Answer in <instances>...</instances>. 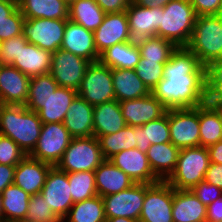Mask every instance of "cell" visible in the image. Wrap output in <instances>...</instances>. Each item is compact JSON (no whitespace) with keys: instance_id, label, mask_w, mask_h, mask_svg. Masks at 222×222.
<instances>
[{"instance_id":"obj_1","label":"cell","mask_w":222,"mask_h":222,"mask_svg":"<svg viewBox=\"0 0 222 222\" xmlns=\"http://www.w3.org/2000/svg\"><path fill=\"white\" fill-rule=\"evenodd\" d=\"M152 95L167 109L195 108L207 102L205 66L186 46L172 52L164 65L163 79Z\"/></svg>"},{"instance_id":"obj_2","label":"cell","mask_w":222,"mask_h":222,"mask_svg":"<svg viewBox=\"0 0 222 222\" xmlns=\"http://www.w3.org/2000/svg\"><path fill=\"white\" fill-rule=\"evenodd\" d=\"M42 122L24 105L0 104V135L11 138L27 155L35 148Z\"/></svg>"},{"instance_id":"obj_3","label":"cell","mask_w":222,"mask_h":222,"mask_svg":"<svg viewBox=\"0 0 222 222\" xmlns=\"http://www.w3.org/2000/svg\"><path fill=\"white\" fill-rule=\"evenodd\" d=\"M196 14L190 0H170L163 7L157 37L173 42L177 47L190 42Z\"/></svg>"},{"instance_id":"obj_4","label":"cell","mask_w":222,"mask_h":222,"mask_svg":"<svg viewBox=\"0 0 222 222\" xmlns=\"http://www.w3.org/2000/svg\"><path fill=\"white\" fill-rule=\"evenodd\" d=\"M186 47L204 66L222 58V14L197 16Z\"/></svg>"},{"instance_id":"obj_5","label":"cell","mask_w":222,"mask_h":222,"mask_svg":"<svg viewBox=\"0 0 222 222\" xmlns=\"http://www.w3.org/2000/svg\"><path fill=\"white\" fill-rule=\"evenodd\" d=\"M210 165L207 147L197 146L180 149L174 172L166 180L174 189L191 190L200 181Z\"/></svg>"},{"instance_id":"obj_6","label":"cell","mask_w":222,"mask_h":222,"mask_svg":"<svg viewBox=\"0 0 222 222\" xmlns=\"http://www.w3.org/2000/svg\"><path fill=\"white\" fill-rule=\"evenodd\" d=\"M104 160L98 138H72L56 167L66 173L95 171Z\"/></svg>"},{"instance_id":"obj_7","label":"cell","mask_w":222,"mask_h":222,"mask_svg":"<svg viewBox=\"0 0 222 222\" xmlns=\"http://www.w3.org/2000/svg\"><path fill=\"white\" fill-rule=\"evenodd\" d=\"M77 93L92 106L114 100L112 69L100 61L91 62Z\"/></svg>"},{"instance_id":"obj_8","label":"cell","mask_w":222,"mask_h":222,"mask_svg":"<svg viewBox=\"0 0 222 222\" xmlns=\"http://www.w3.org/2000/svg\"><path fill=\"white\" fill-rule=\"evenodd\" d=\"M72 138L63 123H42L37 144L29 156L56 166Z\"/></svg>"},{"instance_id":"obj_9","label":"cell","mask_w":222,"mask_h":222,"mask_svg":"<svg viewBox=\"0 0 222 222\" xmlns=\"http://www.w3.org/2000/svg\"><path fill=\"white\" fill-rule=\"evenodd\" d=\"M66 23L62 19H25L22 35L28 43L53 53L61 47Z\"/></svg>"},{"instance_id":"obj_10","label":"cell","mask_w":222,"mask_h":222,"mask_svg":"<svg viewBox=\"0 0 222 222\" xmlns=\"http://www.w3.org/2000/svg\"><path fill=\"white\" fill-rule=\"evenodd\" d=\"M170 141L177 148L200 146L199 106L169 109Z\"/></svg>"},{"instance_id":"obj_11","label":"cell","mask_w":222,"mask_h":222,"mask_svg":"<svg viewBox=\"0 0 222 222\" xmlns=\"http://www.w3.org/2000/svg\"><path fill=\"white\" fill-rule=\"evenodd\" d=\"M173 187L166 181L146 184L139 222H173Z\"/></svg>"},{"instance_id":"obj_12","label":"cell","mask_w":222,"mask_h":222,"mask_svg":"<svg viewBox=\"0 0 222 222\" xmlns=\"http://www.w3.org/2000/svg\"><path fill=\"white\" fill-rule=\"evenodd\" d=\"M145 192L146 184L135 183L121 192L103 196L105 217H126L139 221Z\"/></svg>"},{"instance_id":"obj_13","label":"cell","mask_w":222,"mask_h":222,"mask_svg":"<svg viewBox=\"0 0 222 222\" xmlns=\"http://www.w3.org/2000/svg\"><path fill=\"white\" fill-rule=\"evenodd\" d=\"M90 63L83 57L58 49L52 53L50 74L58 86L77 91Z\"/></svg>"},{"instance_id":"obj_14","label":"cell","mask_w":222,"mask_h":222,"mask_svg":"<svg viewBox=\"0 0 222 222\" xmlns=\"http://www.w3.org/2000/svg\"><path fill=\"white\" fill-rule=\"evenodd\" d=\"M70 192L67 173L53 166L47 174L45 184L40 193L53 213L61 221L67 216L74 204Z\"/></svg>"},{"instance_id":"obj_15","label":"cell","mask_w":222,"mask_h":222,"mask_svg":"<svg viewBox=\"0 0 222 222\" xmlns=\"http://www.w3.org/2000/svg\"><path fill=\"white\" fill-rule=\"evenodd\" d=\"M94 39L99 55L117 43L132 41L126 11L106 13L103 23L94 31Z\"/></svg>"},{"instance_id":"obj_16","label":"cell","mask_w":222,"mask_h":222,"mask_svg":"<svg viewBox=\"0 0 222 222\" xmlns=\"http://www.w3.org/2000/svg\"><path fill=\"white\" fill-rule=\"evenodd\" d=\"M120 109L128 126H142L164 116L167 108L152 93L138 99L120 101Z\"/></svg>"},{"instance_id":"obj_17","label":"cell","mask_w":222,"mask_h":222,"mask_svg":"<svg viewBox=\"0 0 222 222\" xmlns=\"http://www.w3.org/2000/svg\"><path fill=\"white\" fill-rule=\"evenodd\" d=\"M109 160L135 183L154 184L160 181L151 170L146 153L137 148L120 151Z\"/></svg>"},{"instance_id":"obj_18","label":"cell","mask_w":222,"mask_h":222,"mask_svg":"<svg viewBox=\"0 0 222 222\" xmlns=\"http://www.w3.org/2000/svg\"><path fill=\"white\" fill-rule=\"evenodd\" d=\"M161 14L163 7L148 8L131 2L126 9V15L132 41L156 36Z\"/></svg>"},{"instance_id":"obj_19","label":"cell","mask_w":222,"mask_h":222,"mask_svg":"<svg viewBox=\"0 0 222 222\" xmlns=\"http://www.w3.org/2000/svg\"><path fill=\"white\" fill-rule=\"evenodd\" d=\"M30 77L11 65H0V104L26 105Z\"/></svg>"},{"instance_id":"obj_20","label":"cell","mask_w":222,"mask_h":222,"mask_svg":"<svg viewBox=\"0 0 222 222\" xmlns=\"http://www.w3.org/2000/svg\"><path fill=\"white\" fill-rule=\"evenodd\" d=\"M60 49L83 57L90 62L99 61L100 58L95 46L94 32L70 19L67 20Z\"/></svg>"},{"instance_id":"obj_21","label":"cell","mask_w":222,"mask_h":222,"mask_svg":"<svg viewBox=\"0 0 222 222\" xmlns=\"http://www.w3.org/2000/svg\"><path fill=\"white\" fill-rule=\"evenodd\" d=\"M53 166L26 155L15 168L14 184L28 194L41 192L47 174Z\"/></svg>"},{"instance_id":"obj_22","label":"cell","mask_w":222,"mask_h":222,"mask_svg":"<svg viewBox=\"0 0 222 222\" xmlns=\"http://www.w3.org/2000/svg\"><path fill=\"white\" fill-rule=\"evenodd\" d=\"M52 52L27 43L20 44L18 58L11 66L16 67L28 77L39 76L50 73Z\"/></svg>"},{"instance_id":"obj_23","label":"cell","mask_w":222,"mask_h":222,"mask_svg":"<svg viewBox=\"0 0 222 222\" xmlns=\"http://www.w3.org/2000/svg\"><path fill=\"white\" fill-rule=\"evenodd\" d=\"M94 106L79 95L72 101L63 124L73 138L93 136Z\"/></svg>"},{"instance_id":"obj_24","label":"cell","mask_w":222,"mask_h":222,"mask_svg":"<svg viewBox=\"0 0 222 222\" xmlns=\"http://www.w3.org/2000/svg\"><path fill=\"white\" fill-rule=\"evenodd\" d=\"M173 222H207V207L191 190L173 188Z\"/></svg>"},{"instance_id":"obj_25","label":"cell","mask_w":222,"mask_h":222,"mask_svg":"<svg viewBox=\"0 0 222 222\" xmlns=\"http://www.w3.org/2000/svg\"><path fill=\"white\" fill-rule=\"evenodd\" d=\"M97 194L101 197L130 188L135 182L110 160H104L94 171Z\"/></svg>"},{"instance_id":"obj_26","label":"cell","mask_w":222,"mask_h":222,"mask_svg":"<svg viewBox=\"0 0 222 222\" xmlns=\"http://www.w3.org/2000/svg\"><path fill=\"white\" fill-rule=\"evenodd\" d=\"M125 119L117 100H111L94 106L93 136L109 135L118 132L126 126Z\"/></svg>"},{"instance_id":"obj_27","label":"cell","mask_w":222,"mask_h":222,"mask_svg":"<svg viewBox=\"0 0 222 222\" xmlns=\"http://www.w3.org/2000/svg\"><path fill=\"white\" fill-rule=\"evenodd\" d=\"M180 149L171 142L151 144L147 158L151 170L160 181H166L174 172Z\"/></svg>"},{"instance_id":"obj_28","label":"cell","mask_w":222,"mask_h":222,"mask_svg":"<svg viewBox=\"0 0 222 222\" xmlns=\"http://www.w3.org/2000/svg\"><path fill=\"white\" fill-rule=\"evenodd\" d=\"M115 100H133L151 94L134 69H112Z\"/></svg>"},{"instance_id":"obj_29","label":"cell","mask_w":222,"mask_h":222,"mask_svg":"<svg viewBox=\"0 0 222 222\" xmlns=\"http://www.w3.org/2000/svg\"><path fill=\"white\" fill-rule=\"evenodd\" d=\"M78 95L76 90L58 86L37 111L42 123H63L72 101Z\"/></svg>"},{"instance_id":"obj_30","label":"cell","mask_w":222,"mask_h":222,"mask_svg":"<svg viewBox=\"0 0 222 222\" xmlns=\"http://www.w3.org/2000/svg\"><path fill=\"white\" fill-rule=\"evenodd\" d=\"M200 146L209 147L222 141V110L211 101L199 105Z\"/></svg>"},{"instance_id":"obj_31","label":"cell","mask_w":222,"mask_h":222,"mask_svg":"<svg viewBox=\"0 0 222 222\" xmlns=\"http://www.w3.org/2000/svg\"><path fill=\"white\" fill-rule=\"evenodd\" d=\"M18 7L25 19L68 20V7L64 0H18Z\"/></svg>"},{"instance_id":"obj_32","label":"cell","mask_w":222,"mask_h":222,"mask_svg":"<svg viewBox=\"0 0 222 222\" xmlns=\"http://www.w3.org/2000/svg\"><path fill=\"white\" fill-rule=\"evenodd\" d=\"M140 50L136 41L117 43L100 54L99 61L111 69H135Z\"/></svg>"},{"instance_id":"obj_33","label":"cell","mask_w":222,"mask_h":222,"mask_svg":"<svg viewBox=\"0 0 222 222\" xmlns=\"http://www.w3.org/2000/svg\"><path fill=\"white\" fill-rule=\"evenodd\" d=\"M4 222H24L31 195L14 183L2 193Z\"/></svg>"},{"instance_id":"obj_34","label":"cell","mask_w":222,"mask_h":222,"mask_svg":"<svg viewBox=\"0 0 222 222\" xmlns=\"http://www.w3.org/2000/svg\"><path fill=\"white\" fill-rule=\"evenodd\" d=\"M68 10V19L92 32L103 23L106 15L95 0H74Z\"/></svg>"},{"instance_id":"obj_35","label":"cell","mask_w":222,"mask_h":222,"mask_svg":"<svg viewBox=\"0 0 222 222\" xmlns=\"http://www.w3.org/2000/svg\"><path fill=\"white\" fill-rule=\"evenodd\" d=\"M101 152L105 160L123 150L134 149L136 143V127L126 125L116 133L98 137Z\"/></svg>"},{"instance_id":"obj_36","label":"cell","mask_w":222,"mask_h":222,"mask_svg":"<svg viewBox=\"0 0 222 222\" xmlns=\"http://www.w3.org/2000/svg\"><path fill=\"white\" fill-rule=\"evenodd\" d=\"M62 222H106L102 197L74 203Z\"/></svg>"},{"instance_id":"obj_37","label":"cell","mask_w":222,"mask_h":222,"mask_svg":"<svg viewBox=\"0 0 222 222\" xmlns=\"http://www.w3.org/2000/svg\"><path fill=\"white\" fill-rule=\"evenodd\" d=\"M58 83L54 80L50 73L34 76L29 81L28 98L26 108L37 112L43 108L44 101L55 92Z\"/></svg>"},{"instance_id":"obj_38","label":"cell","mask_w":222,"mask_h":222,"mask_svg":"<svg viewBox=\"0 0 222 222\" xmlns=\"http://www.w3.org/2000/svg\"><path fill=\"white\" fill-rule=\"evenodd\" d=\"M136 43L141 58L157 61V63H167L177 47L173 42L157 36L141 39Z\"/></svg>"},{"instance_id":"obj_39","label":"cell","mask_w":222,"mask_h":222,"mask_svg":"<svg viewBox=\"0 0 222 222\" xmlns=\"http://www.w3.org/2000/svg\"><path fill=\"white\" fill-rule=\"evenodd\" d=\"M73 203L93 198L97 194L94 171L67 173Z\"/></svg>"},{"instance_id":"obj_40","label":"cell","mask_w":222,"mask_h":222,"mask_svg":"<svg viewBox=\"0 0 222 222\" xmlns=\"http://www.w3.org/2000/svg\"><path fill=\"white\" fill-rule=\"evenodd\" d=\"M24 222H62L44 200L41 193L32 195L29 200Z\"/></svg>"},{"instance_id":"obj_41","label":"cell","mask_w":222,"mask_h":222,"mask_svg":"<svg viewBox=\"0 0 222 222\" xmlns=\"http://www.w3.org/2000/svg\"><path fill=\"white\" fill-rule=\"evenodd\" d=\"M165 63H157V61L139 59V63L135 67L137 76L143 83L152 90L163 79Z\"/></svg>"},{"instance_id":"obj_42","label":"cell","mask_w":222,"mask_h":222,"mask_svg":"<svg viewBox=\"0 0 222 222\" xmlns=\"http://www.w3.org/2000/svg\"><path fill=\"white\" fill-rule=\"evenodd\" d=\"M145 128L146 146L170 141L169 109L161 118L142 125Z\"/></svg>"},{"instance_id":"obj_43","label":"cell","mask_w":222,"mask_h":222,"mask_svg":"<svg viewBox=\"0 0 222 222\" xmlns=\"http://www.w3.org/2000/svg\"><path fill=\"white\" fill-rule=\"evenodd\" d=\"M219 92H222V58L205 66V93L211 101Z\"/></svg>"},{"instance_id":"obj_44","label":"cell","mask_w":222,"mask_h":222,"mask_svg":"<svg viewBox=\"0 0 222 222\" xmlns=\"http://www.w3.org/2000/svg\"><path fill=\"white\" fill-rule=\"evenodd\" d=\"M26 155L11 138L0 135V164L17 165Z\"/></svg>"},{"instance_id":"obj_45","label":"cell","mask_w":222,"mask_h":222,"mask_svg":"<svg viewBox=\"0 0 222 222\" xmlns=\"http://www.w3.org/2000/svg\"><path fill=\"white\" fill-rule=\"evenodd\" d=\"M24 20L25 17L22 15L19 7L7 17V20H0V41L21 35Z\"/></svg>"},{"instance_id":"obj_46","label":"cell","mask_w":222,"mask_h":222,"mask_svg":"<svg viewBox=\"0 0 222 222\" xmlns=\"http://www.w3.org/2000/svg\"><path fill=\"white\" fill-rule=\"evenodd\" d=\"M28 41L21 34L19 36L2 41L0 65H12L18 58L20 52V44H27Z\"/></svg>"},{"instance_id":"obj_47","label":"cell","mask_w":222,"mask_h":222,"mask_svg":"<svg viewBox=\"0 0 222 222\" xmlns=\"http://www.w3.org/2000/svg\"><path fill=\"white\" fill-rule=\"evenodd\" d=\"M191 191L206 207L222 197V190L205 180L200 181Z\"/></svg>"},{"instance_id":"obj_48","label":"cell","mask_w":222,"mask_h":222,"mask_svg":"<svg viewBox=\"0 0 222 222\" xmlns=\"http://www.w3.org/2000/svg\"><path fill=\"white\" fill-rule=\"evenodd\" d=\"M196 16L222 14V0H190Z\"/></svg>"},{"instance_id":"obj_49","label":"cell","mask_w":222,"mask_h":222,"mask_svg":"<svg viewBox=\"0 0 222 222\" xmlns=\"http://www.w3.org/2000/svg\"><path fill=\"white\" fill-rule=\"evenodd\" d=\"M105 13L126 11L132 0H95Z\"/></svg>"},{"instance_id":"obj_50","label":"cell","mask_w":222,"mask_h":222,"mask_svg":"<svg viewBox=\"0 0 222 222\" xmlns=\"http://www.w3.org/2000/svg\"><path fill=\"white\" fill-rule=\"evenodd\" d=\"M204 180L222 190V164L210 162Z\"/></svg>"},{"instance_id":"obj_51","label":"cell","mask_w":222,"mask_h":222,"mask_svg":"<svg viewBox=\"0 0 222 222\" xmlns=\"http://www.w3.org/2000/svg\"><path fill=\"white\" fill-rule=\"evenodd\" d=\"M16 165L0 164V194L9 185L14 183Z\"/></svg>"},{"instance_id":"obj_52","label":"cell","mask_w":222,"mask_h":222,"mask_svg":"<svg viewBox=\"0 0 222 222\" xmlns=\"http://www.w3.org/2000/svg\"><path fill=\"white\" fill-rule=\"evenodd\" d=\"M207 222H222V197L207 206Z\"/></svg>"},{"instance_id":"obj_53","label":"cell","mask_w":222,"mask_h":222,"mask_svg":"<svg viewBox=\"0 0 222 222\" xmlns=\"http://www.w3.org/2000/svg\"><path fill=\"white\" fill-rule=\"evenodd\" d=\"M18 8V0H0V20H7Z\"/></svg>"},{"instance_id":"obj_54","label":"cell","mask_w":222,"mask_h":222,"mask_svg":"<svg viewBox=\"0 0 222 222\" xmlns=\"http://www.w3.org/2000/svg\"><path fill=\"white\" fill-rule=\"evenodd\" d=\"M210 162L222 164V141L207 147Z\"/></svg>"},{"instance_id":"obj_55","label":"cell","mask_w":222,"mask_h":222,"mask_svg":"<svg viewBox=\"0 0 222 222\" xmlns=\"http://www.w3.org/2000/svg\"><path fill=\"white\" fill-rule=\"evenodd\" d=\"M136 143L137 149L143 153H147L150 146H146L145 128L143 126L136 127Z\"/></svg>"},{"instance_id":"obj_56","label":"cell","mask_w":222,"mask_h":222,"mask_svg":"<svg viewBox=\"0 0 222 222\" xmlns=\"http://www.w3.org/2000/svg\"><path fill=\"white\" fill-rule=\"evenodd\" d=\"M170 0H132L133 4H137L148 8L164 7Z\"/></svg>"},{"instance_id":"obj_57","label":"cell","mask_w":222,"mask_h":222,"mask_svg":"<svg viewBox=\"0 0 222 222\" xmlns=\"http://www.w3.org/2000/svg\"><path fill=\"white\" fill-rule=\"evenodd\" d=\"M211 102L220 110H222V92H219Z\"/></svg>"},{"instance_id":"obj_58","label":"cell","mask_w":222,"mask_h":222,"mask_svg":"<svg viewBox=\"0 0 222 222\" xmlns=\"http://www.w3.org/2000/svg\"><path fill=\"white\" fill-rule=\"evenodd\" d=\"M106 222H139L126 217L106 218Z\"/></svg>"},{"instance_id":"obj_59","label":"cell","mask_w":222,"mask_h":222,"mask_svg":"<svg viewBox=\"0 0 222 222\" xmlns=\"http://www.w3.org/2000/svg\"><path fill=\"white\" fill-rule=\"evenodd\" d=\"M0 221L4 222L3 208H2V195L1 194H0Z\"/></svg>"},{"instance_id":"obj_60","label":"cell","mask_w":222,"mask_h":222,"mask_svg":"<svg viewBox=\"0 0 222 222\" xmlns=\"http://www.w3.org/2000/svg\"><path fill=\"white\" fill-rule=\"evenodd\" d=\"M67 4H70L71 2H73L74 0H64Z\"/></svg>"},{"instance_id":"obj_61","label":"cell","mask_w":222,"mask_h":222,"mask_svg":"<svg viewBox=\"0 0 222 222\" xmlns=\"http://www.w3.org/2000/svg\"><path fill=\"white\" fill-rule=\"evenodd\" d=\"M1 43H2V42L0 41V57H1Z\"/></svg>"}]
</instances>
